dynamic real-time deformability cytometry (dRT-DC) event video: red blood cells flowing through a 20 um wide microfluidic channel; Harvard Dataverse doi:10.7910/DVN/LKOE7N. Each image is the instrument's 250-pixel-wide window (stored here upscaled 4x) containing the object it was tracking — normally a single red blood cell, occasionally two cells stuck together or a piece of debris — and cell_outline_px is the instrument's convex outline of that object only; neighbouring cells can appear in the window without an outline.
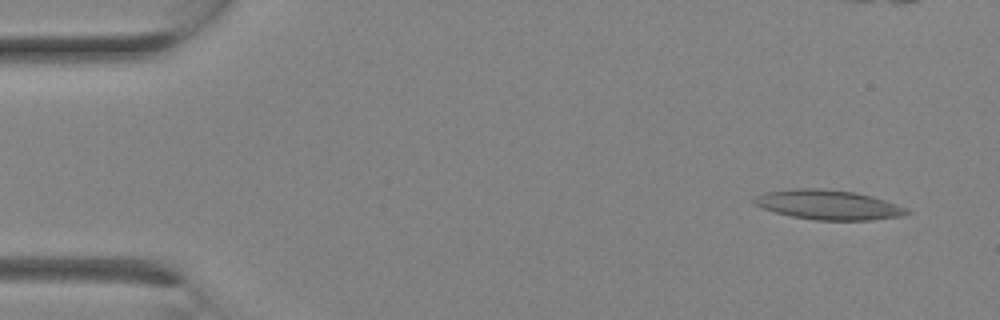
{"species": "Egyptian fruit bat (a non-hibernating species)", "species_latin": "Rousettus aegyptiacus", "temperature_condition": "room temperature", "stored_images_in_passage": 9, "camera_frame_rate_fps": 3000, "um_per_image_px": 0.085, "animal": {"sex": "female"}, "frame": {"image": 1, "passage_image": 2, "time_ms": 0.333, "image_size_px": [1000, 320], "cell_outline_px": [[912, 212], [900, 216], [868, 220], [816, 220], [792, 216], [776, 212], [752, 204], [752, 200], [756, 196], [764, 192], [792, 188], [820, 188], [856, 192], [872, 196], [908, 208]], "centroid_in_image_um": [70.38, 17.39], "position_along_channel_um": 14.6, "area_um2": 26.36}}